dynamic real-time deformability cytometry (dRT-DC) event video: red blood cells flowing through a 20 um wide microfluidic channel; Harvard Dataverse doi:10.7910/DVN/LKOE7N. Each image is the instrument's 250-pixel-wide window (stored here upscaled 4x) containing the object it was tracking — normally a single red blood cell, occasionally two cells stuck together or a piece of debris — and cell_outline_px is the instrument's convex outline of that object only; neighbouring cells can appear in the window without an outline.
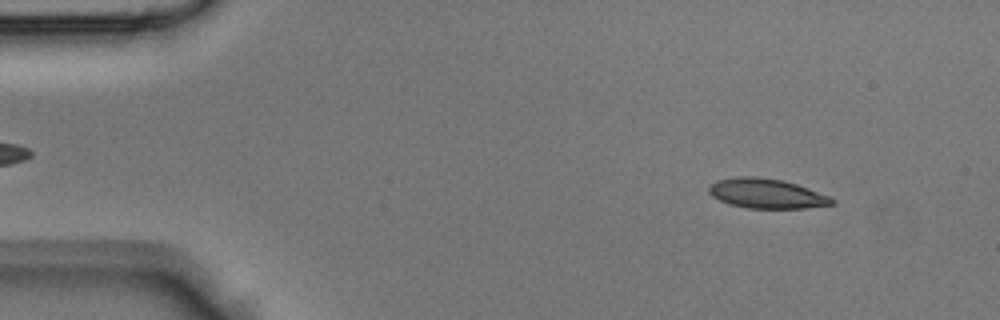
{"species": "Egyptian fruit bat (a non-hibernating species)", "species_latin": "Rousettus aegyptiacus", "temperature_condition": "room temperature", "stored_images_in_passage": 42, "camera_frame_rate_fps": 3000, "um_per_image_px": 0.085, "animal": {"sex": "male"}, "frame": {"image": 1, "passage_image": 4, "time_ms": 1.0, "image_size_px": [1000, 320], "cell_outline_px": [[836, 204], [804, 208], [748, 208], [732, 204], [720, 200], [712, 196], [708, 192], [708, 188], [716, 180], [736, 176], [756, 176], [784, 180], [808, 188], [828, 196], [836, 200]], "centroid_in_image_um": [65.16, 16.44], "position_along_channel_um": 19.8, "area_um2": 21.27}}
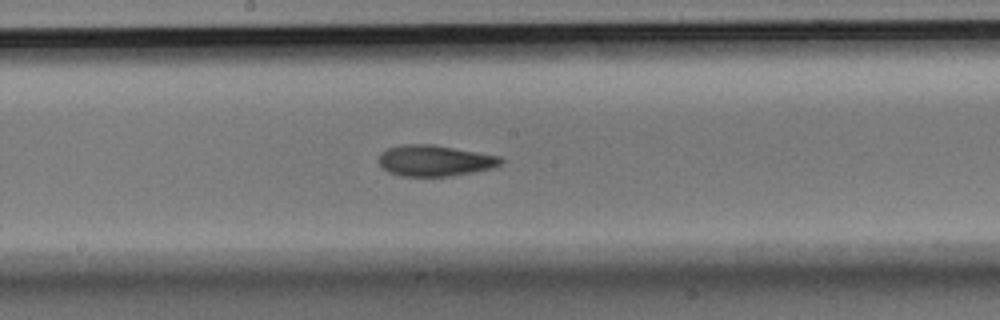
{"frame": {"image": 2, "passage_image": 22, "time_ms": 7.0, "image_size_px": [1000, 320], "cell_outline_px": [[504, 160], [500, 164], [492, 168], [452, 176], [400, 176], [388, 172], [380, 164], [380, 152], [388, 148], [400, 144], [432, 144], [500, 156]], "centroid_in_image_um": [36.95, 13.65], "position_along_channel_um": 211.3, "area_um2": 22.02}}
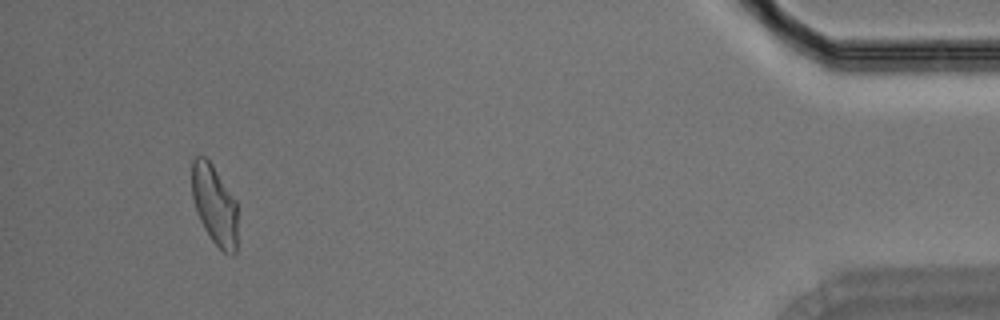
{"frame": {"image": 3, "passage_image": 40, "time_ms": 13.0, "image_size_px": [1000, 320], "cell_outline_px": [[236, 252], [232, 256], [224, 252], [212, 240], [204, 228], [196, 212], [192, 196], [192, 160], [196, 156], [204, 156], [212, 164], [236, 200]], "centroid_in_image_um": [18.22, 17.4], "position_along_channel_um": 417.0, "area_um2": 21.1}}